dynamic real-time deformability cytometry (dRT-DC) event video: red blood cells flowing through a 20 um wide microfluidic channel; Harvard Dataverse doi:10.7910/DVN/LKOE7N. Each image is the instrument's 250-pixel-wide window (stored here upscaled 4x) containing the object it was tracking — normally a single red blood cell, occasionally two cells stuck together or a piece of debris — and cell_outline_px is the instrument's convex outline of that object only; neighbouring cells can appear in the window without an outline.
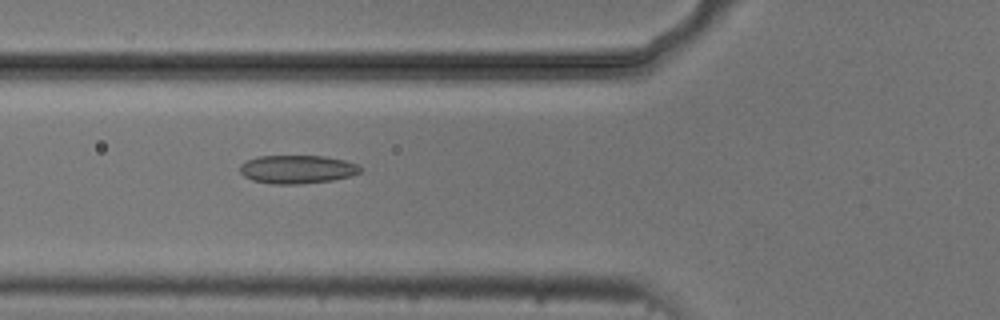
{"species": "common noctule bat (a hibernating species)", "species_latin": "Nyctalus noctula", "temperature_condition": "cold", "stored_images_in_passage": 6, "camera_frame_rate_fps": 3000, "um_per_image_px": 0.085, "animal": {"sex": "male", "body_mass_g": 20.5, "forearm_length_mm": 52.5}, "frame": {"image": 1, "passage_image": 4, "time_ms": 3.333, "image_size_px": [1000, 320], "cell_outline_px": [[364, 168], [360, 172], [352, 176], [332, 180], [300, 184], [272, 184], [252, 180], [244, 176], [240, 172], [240, 164], [248, 160], [260, 156], [324, 156], [344, 160], [356, 164]], "centroid_in_image_um": [25.28, 14.4], "position_along_channel_um": 100.5, "area_um2": 19.94}}
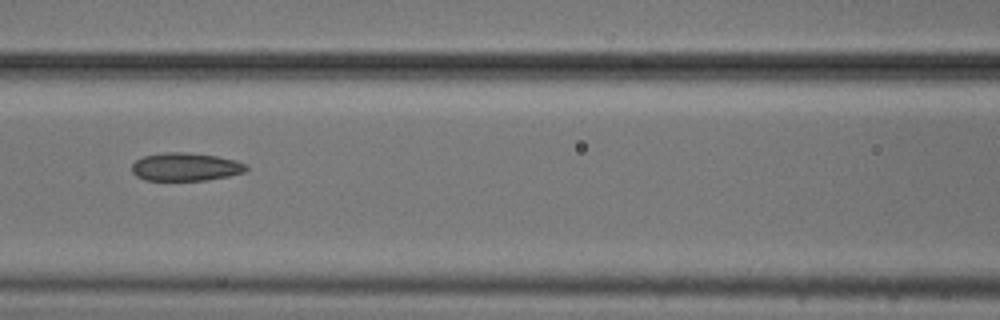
{"frame": {"image": 2, "passage_image": 5, "time_ms": 4.667, "image_size_px": [1000, 320], "cell_outline_px": [[248, 168], [244, 172], [228, 176], [204, 180], [144, 180], [136, 176], [132, 172], [132, 164], [136, 160], [144, 156], [168, 152], [184, 152], [216, 156], [236, 160], [248, 164]], "centroid_in_image_um": [15.78, 14.18], "position_along_channel_um": 150.8, "area_um2": 18.67}}
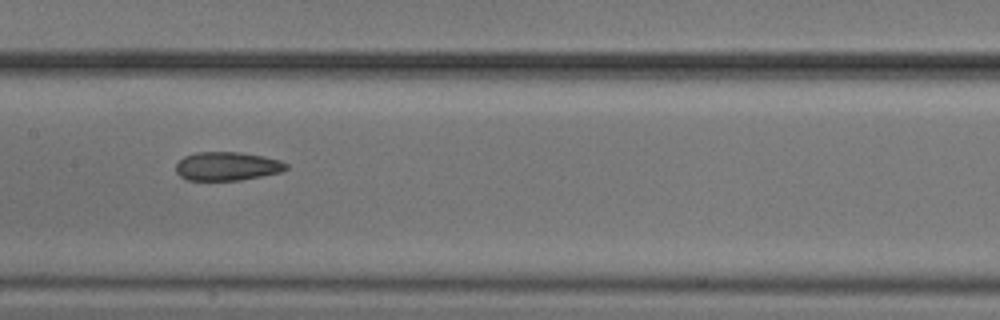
{"frame": {"image": 3, "passage_image": 6, "time_ms": 5.667, "image_size_px": [1000, 320], "cell_outline_px": [[288, 168], [280, 172], [240, 180], [188, 180], [180, 176], [176, 172], [176, 164], [184, 156], [196, 152], [240, 152], [264, 156], [280, 160], [288, 164]], "centroid_in_image_um": [19.3, 14.12], "position_along_channel_um": 188.1, "area_um2": 18.38}}